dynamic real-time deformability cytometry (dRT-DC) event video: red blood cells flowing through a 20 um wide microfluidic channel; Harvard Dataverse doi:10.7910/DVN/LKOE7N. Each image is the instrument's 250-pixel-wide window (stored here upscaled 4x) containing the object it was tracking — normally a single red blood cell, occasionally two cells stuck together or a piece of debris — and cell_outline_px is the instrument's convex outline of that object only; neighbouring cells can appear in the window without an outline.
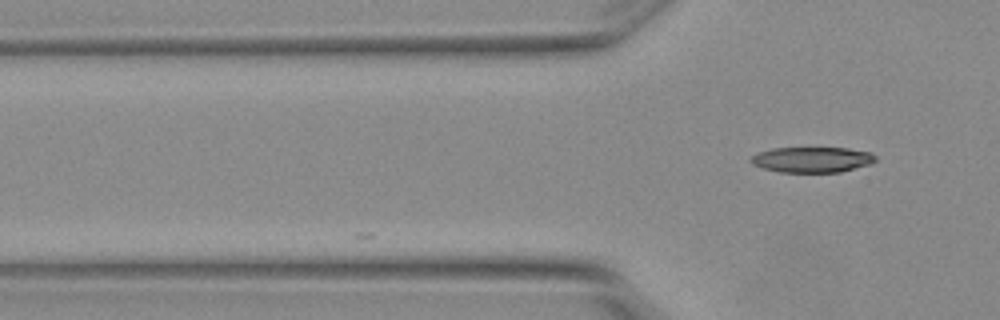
{"species": "Egyptian fruit bat (a non-hibernating species)", "species_latin": "Rousettus aegyptiacus", "temperature_condition": "warm", "stored_images_in_passage": 3, "camera_frame_rate_fps": 3000, "um_per_image_px": 0.085, "animal": {"sex": "female"}, "frame": {"image": 1, "passage_image": 3, "time_ms": 0.667, "image_size_px": [1000, 320], "cell_outline_px": [[876, 160], [872, 164], [840, 172], [780, 172], [764, 168], [752, 164], [748, 160], [752, 156], [760, 152], [772, 148], [848, 148], [872, 152], [876, 156]], "centroid_in_image_um": [69.06, 13.57], "position_along_channel_um": 56.7, "area_um2": 18.61}}